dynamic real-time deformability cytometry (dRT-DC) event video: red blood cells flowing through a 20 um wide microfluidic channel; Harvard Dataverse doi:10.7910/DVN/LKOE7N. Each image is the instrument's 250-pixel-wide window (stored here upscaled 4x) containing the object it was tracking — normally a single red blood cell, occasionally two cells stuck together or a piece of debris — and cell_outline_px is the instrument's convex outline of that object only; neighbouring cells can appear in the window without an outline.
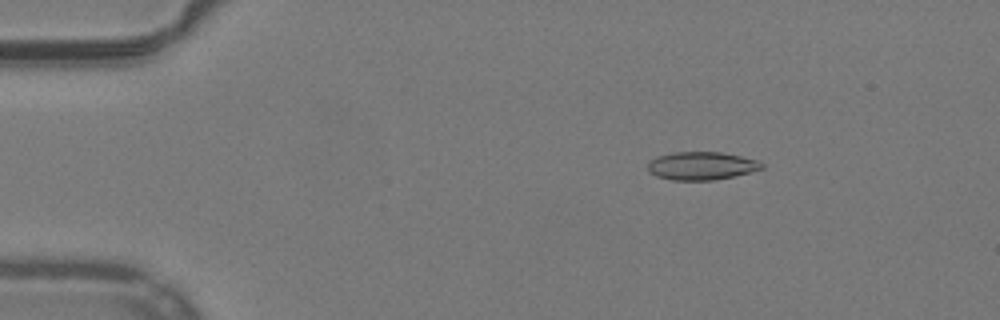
{"species": "common noctule bat (a hibernating species)", "species_latin": "Nyctalus noctula", "temperature_condition": "warm", "stored_images_in_passage": 53, "camera_frame_rate_fps": 3000, "um_per_image_px": 0.085, "animal": {"sex": "male", "body_mass_g": 19.2, "forearm_length_mm": 51.8}, "frame": {"image": 1, "passage_image": 9, "time_ms": 2.667, "image_size_px": [1000, 320], "cell_outline_px": [[764, 168], [716, 180], [672, 180], [656, 176], [648, 172], [648, 164], [656, 156], [672, 152], [720, 152], [760, 160], [764, 164]], "centroid_in_image_um": [59.62, 14.09], "position_along_channel_um": 25.4, "area_um2": 18.67}}
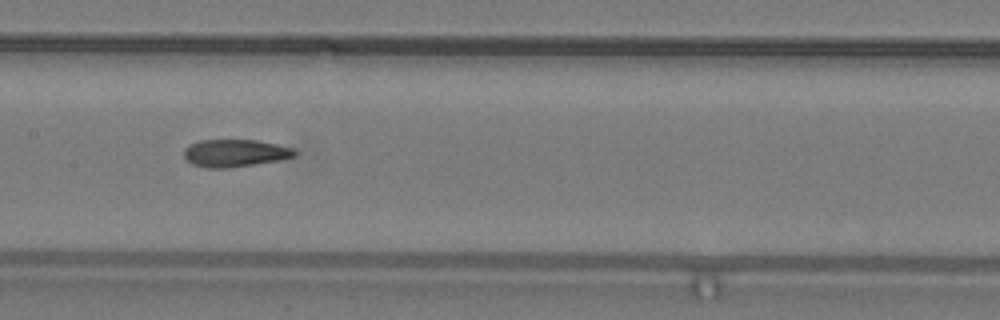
{"frame": {"image": 2, "passage_image": 27, "time_ms": 8.667, "image_size_px": [1000, 320], "cell_outline_px": [[300, 152], [296, 156], [280, 160], [228, 168], [208, 168], [192, 164], [184, 156], [184, 148], [188, 144], [200, 140], [256, 140], [296, 148]], "centroid_in_image_um": [20.02, 13.01], "position_along_channel_um": 187.4, "area_um2": 17.92}}
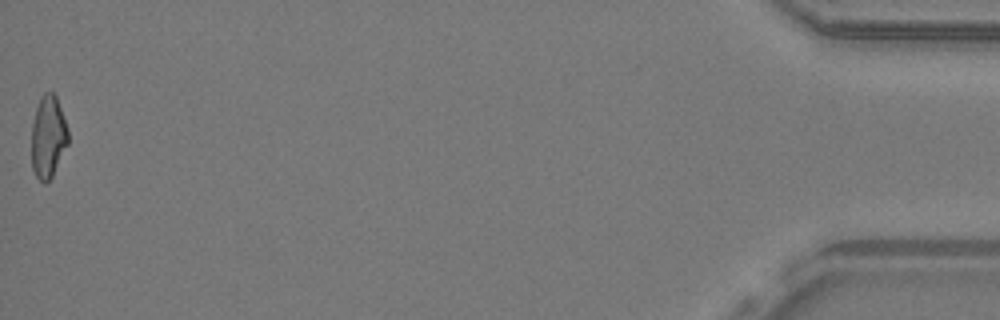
{"frame": {"image": 3, "passage_image": 53, "time_ms": 17.333, "image_size_px": [1000, 320], "cell_outline_px": [[68, 144], [52, 176], [44, 184], [36, 176], [32, 168], [32, 124], [36, 108], [40, 96], [44, 92], [52, 92], [56, 96], [68, 128]], "centroid_in_image_um": [4.09, 11.61], "position_along_channel_um": 431.1, "area_um2": 17.51}, "authors_computed_cell_mechanics": {"area_um2": 18.3804, "velocity_mm_per_s": 3.9616, "shape_relaxation_time_tau1_ms": null, "shape_relaxation_time_tau2_ms": 2.4174, "deformation_change_tau1": null, "deformation_change_tau2": 0.1059}}